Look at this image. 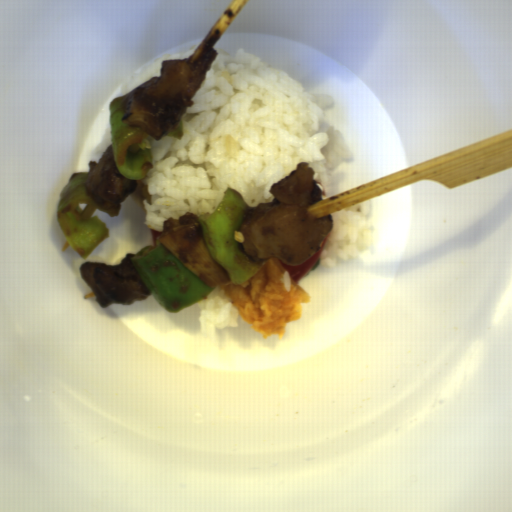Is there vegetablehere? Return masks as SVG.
<instances>
[{"instance_id": "4", "label": "vegetable", "mask_w": 512, "mask_h": 512, "mask_svg": "<svg viewBox=\"0 0 512 512\" xmlns=\"http://www.w3.org/2000/svg\"><path fill=\"white\" fill-rule=\"evenodd\" d=\"M184 136V129H183V123H182V120L180 118V121H179V125H178V128L175 129L174 131L166 134L164 137H168V138H174V139H182Z\"/></svg>"}, {"instance_id": "2", "label": "vegetable", "mask_w": 512, "mask_h": 512, "mask_svg": "<svg viewBox=\"0 0 512 512\" xmlns=\"http://www.w3.org/2000/svg\"><path fill=\"white\" fill-rule=\"evenodd\" d=\"M88 172H76L68 178L59 193L55 216L57 225L70 247L82 258H86L104 239L109 229L99 218L81 219L80 204H90L101 209L87 194L85 179ZM102 210V209H101Z\"/></svg>"}, {"instance_id": "3", "label": "vegetable", "mask_w": 512, "mask_h": 512, "mask_svg": "<svg viewBox=\"0 0 512 512\" xmlns=\"http://www.w3.org/2000/svg\"><path fill=\"white\" fill-rule=\"evenodd\" d=\"M132 92L108 103L111 129V148L118 171L131 181L146 178L153 166L149 136L140 128L122 121L127 114Z\"/></svg>"}, {"instance_id": "1", "label": "vegetable", "mask_w": 512, "mask_h": 512, "mask_svg": "<svg viewBox=\"0 0 512 512\" xmlns=\"http://www.w3.org/2000/svg\"><path fill=\"white\" fill-rule=\"evenodd\" d=\"M249 210L230 187L213 212L166 218L154 245L133 254L136 271L165 311L176 314L218 285L245 283L262 269L265 262L251 260L241 245L246 239L240 229Z\"/></svg>"}]
</instances>
